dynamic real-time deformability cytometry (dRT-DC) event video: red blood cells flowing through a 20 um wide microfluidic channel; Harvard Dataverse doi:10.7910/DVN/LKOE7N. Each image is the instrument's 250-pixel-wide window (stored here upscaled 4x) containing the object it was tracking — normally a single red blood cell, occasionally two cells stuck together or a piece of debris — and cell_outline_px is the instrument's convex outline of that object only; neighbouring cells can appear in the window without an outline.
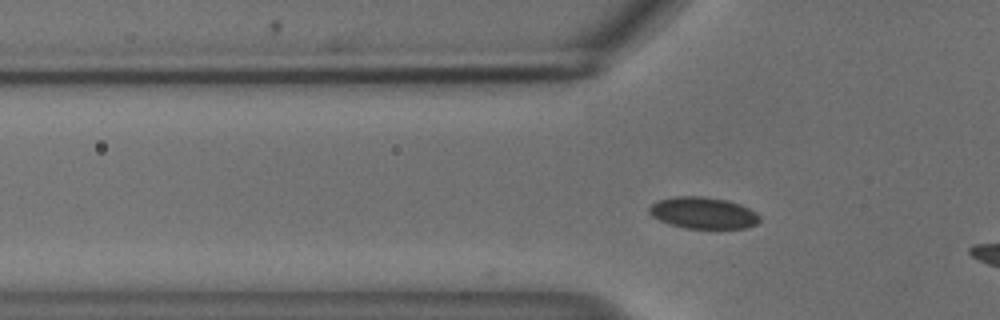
{"species": "common noctule bat (a hibernating species)", "species_latin": "Nyctalus noctula", "temperature_condition": "cold", "stored_images_in_passage": 2, "camera_frame_rate_fps": 3000, "um_per_image_px": 0.085, "animal": {"sex": "male", "body_mass_g": 18.8}, "frame": {"image": 1, "passage_image": 2, "time_ms": 0.333, "image_size_px": [1000, 320], "cell_outline_px": [[760, 220], [756, 224], [748, 228], [684, 228], [660, 220], [652, 216], [648, 212], [648, 208], [652, 204], [660, 200], [676, 196], [704, 196], [728, 200], [740, 204], [756, 212], [760, 216]], "centroid_in_image_um": [59.79, 18.09], "position_along_channel_um": 66.0, "area_um2": 20.29}}